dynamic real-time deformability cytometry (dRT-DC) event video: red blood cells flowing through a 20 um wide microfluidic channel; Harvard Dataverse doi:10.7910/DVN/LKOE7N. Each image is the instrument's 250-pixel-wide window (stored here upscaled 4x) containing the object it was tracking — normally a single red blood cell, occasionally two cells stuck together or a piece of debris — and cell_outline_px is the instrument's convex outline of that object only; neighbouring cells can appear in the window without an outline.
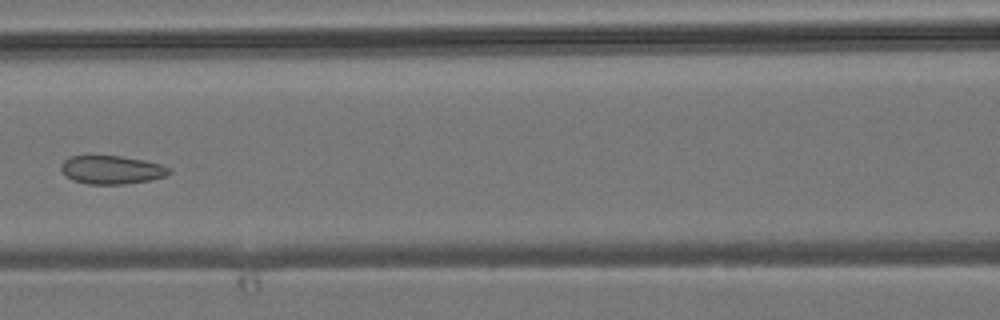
{"species": "common noctule bat (a hibernating species)", "species_latin": "Nyctalus noctula", "temperature_condition": "room temperature", "stored_images_in_passage": 8, "camera_frame_rate_fps": 3000, "um_per_image_px": 0.085, "animal": {"sex": "male", "body_mass_g": 19.2, "forearm_length_mm": 51.8}, "frame": {"image": 1, "passage_image": 7, "time_ms": 7.0, "image_size_px": [1000, 320], "cell_outline_px": [[172, 172], [168, 176], [152, 180], [124, 184], [88, 184], [72, 180], [60, 168], [60, 164], [64, 160], [72, 156], [120, 156], [144, 160], [160, 164], [172, 168]], "centroid_in_image_um": [9.55, 14.44], "position_along_channel_um": 157.0, "area_um2": 17.98}}
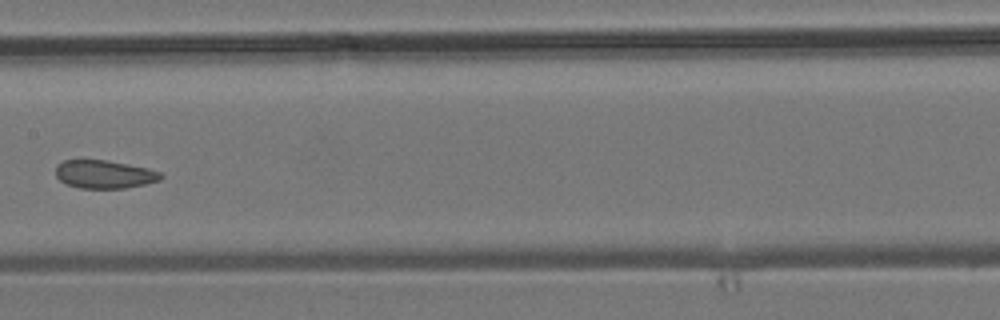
{"frame": {"image": 2, "passage_image": 8, "time_ms": 8.0, "image_size_px": [1000, 320], "cell_outline_px": [[164, 176], [160, 180], [144, 184], [124, 188], [80, 188], [68, 184], [60, 180], [56, 176], [56, 164], [64, 160], [104, 160], [148, 168], [160, 172]], "centroid_in_image_um": [8.86, 14.81], "position_along_channel_um": 198.5, "area_um2": 17.11}}